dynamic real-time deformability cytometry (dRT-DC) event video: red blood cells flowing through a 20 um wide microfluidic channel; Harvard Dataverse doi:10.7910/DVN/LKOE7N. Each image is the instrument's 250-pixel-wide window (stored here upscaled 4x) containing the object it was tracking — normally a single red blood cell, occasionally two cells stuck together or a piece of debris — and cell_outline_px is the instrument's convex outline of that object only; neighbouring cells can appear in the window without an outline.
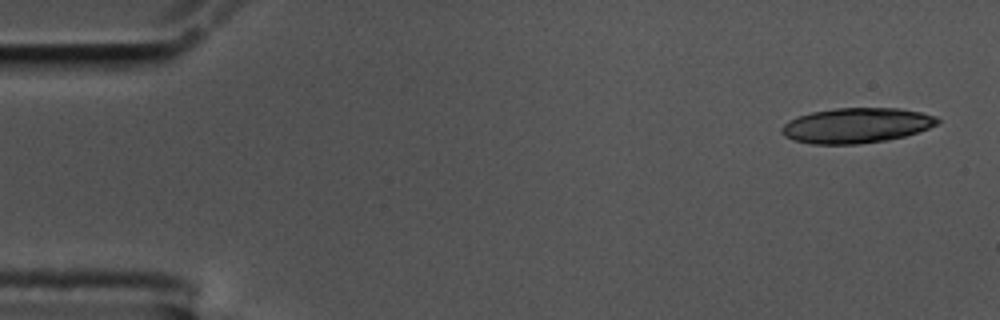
{"species": "common noctule bat (a hibernating species)", "species_latin": "Nyctalus noctula", "temperature_condition": "cold", "stored_images_in_passage": 18, "camera_frame_rate_fps": 3000, "um_per_image_px": 0.085, "animal": {"sex": "male", "body_mass_g": 17.5, "forearm_length_mm": 52.3}, "frame": {"image": 1, "passage_image": 1, "time_ms": 0.0, "image_size_px": [1000, 320], "cell_outline_px": [[940, 120], [936, 124], [928, 128], [904, 136], [888, 140], [860, 144], [812, 144], [792, 140], [784, 136], [780, 132], [780, 128], [788, 120], [796, 116], [812, 112], [836, 108], [900, 108], [920, 112], [936, 116]], "centroid_in_image_um": [72.74, 10.66], "position_along_channel_um": 12.3, "area_um2": 32.02}}